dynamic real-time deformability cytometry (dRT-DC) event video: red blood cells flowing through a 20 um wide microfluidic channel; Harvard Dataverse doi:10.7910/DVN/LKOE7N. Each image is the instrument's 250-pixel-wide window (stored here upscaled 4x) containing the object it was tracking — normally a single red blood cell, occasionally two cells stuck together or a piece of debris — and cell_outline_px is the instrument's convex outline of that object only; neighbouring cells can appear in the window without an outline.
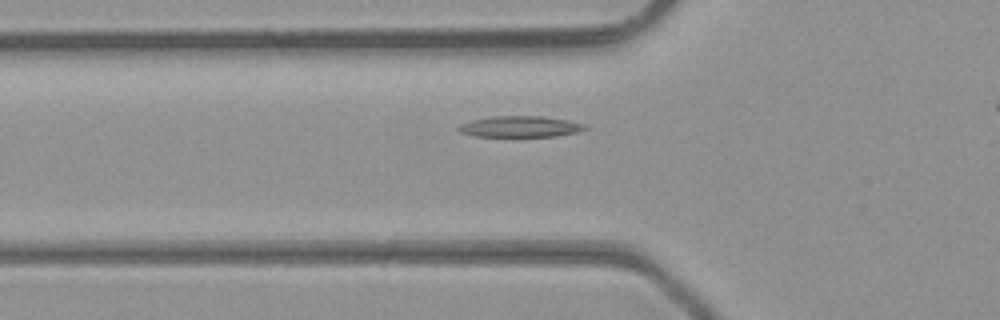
{"species": "common noctule bat (a hibernating species)", "species_latin": "Nyctalus noctula", "temperature_condition": "room temperature", "stored_images_in_passage": 31, "camera_frame_rate_fps": 3000, "um_per_image_px": 0.085, "animal": {"sex": "male", "body_mass_g": 23.1, "forearm_length_mm": 52.7}, "frame": {"image": 1, "passage_image": 6, "time_ms": 1.667, "image_size_px": [1000, 320], "cell_outline_px": [[588, 128], [576, 132], [556, 136], [476, 136], [460, 132], [456, 128], [460, 124], [472, 120], [492, 116], [544, 116], [568, 120], [584, 124]], "centroid_in_image_um": [44.2, 10.75], "position_along_channel_um": 81.6, "area_um2": 15.43}}
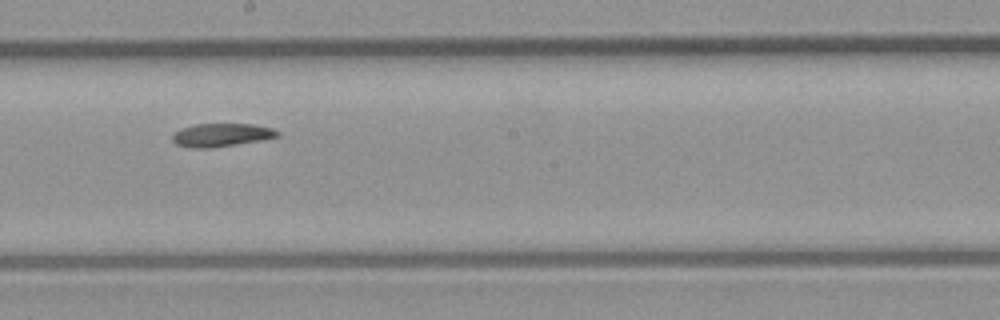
{"frame": {"image": 2, "passage_image": 16, "time_ms": 5.0, "image_size_px": [1000, 320], "cell_outline_px": [[280, 136], [260, 140], [236, 144], [208, 148], [192, 148], [176, 144], [172, 140], [172, 136], [180, 128], [196, 124], [252, 124], [272, 128], [280, 132]], "centroid_in_image_um": [18.81, 11.47], "position_along_channel_um": 229.4, "area_um2": 14.1}}
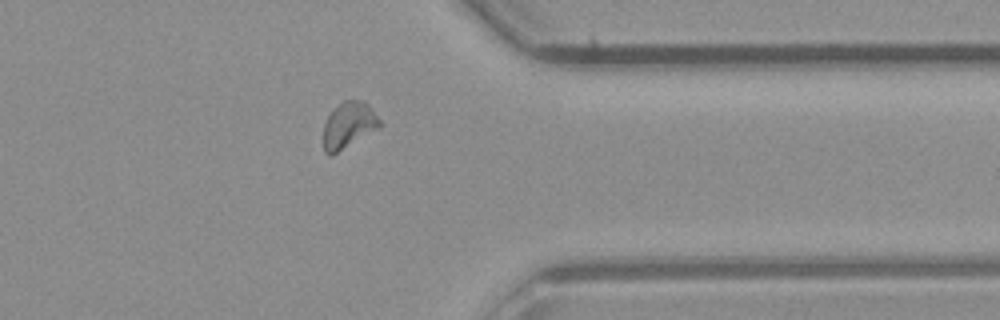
{"frame": {"image": 3, "passage_image": 27, "time_ms": 8.667, "image_size_px": [1000, 320], "cell_outline_px": [[380, 128], [332, 156], [328, 156], [324, 152], [324, 124], [328, 116], [344, 100], [364, 100], [372, 108], [380, 120]], "centroid_in_image_um": [29.65, 10.67], "position_along_channel_um": 381.7, "area_um2": 15.2}, "authors_computed_cell_mechanics": {"area_um2": 14.739, "velocity_mm_per_s": 4.4095, "shape_relaxation_time_tau1_ms": 6.5109, "shape_relaxation_time_tau2_ms": 9.1349, "deformation_change_tau1": 0.1625, "deformation_change_tau2": 0.1352}}